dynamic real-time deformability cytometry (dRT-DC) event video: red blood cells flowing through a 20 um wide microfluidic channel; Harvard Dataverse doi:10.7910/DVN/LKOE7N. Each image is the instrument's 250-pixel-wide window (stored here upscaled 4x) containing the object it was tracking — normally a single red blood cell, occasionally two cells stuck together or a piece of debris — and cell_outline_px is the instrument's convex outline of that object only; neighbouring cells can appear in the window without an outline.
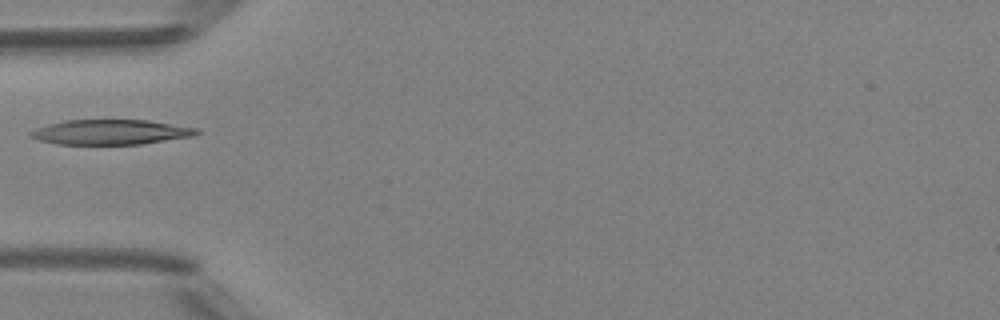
{"species": "Egyptian fruit bat (a non-hibernating species)", "species_latin": "Rousettus aegyptiacus", "temperature_condition": "room temperature", "stored_images_in_passage": 7, "camera_frame_rate_fps": 3000, "um_per_image_px": 0.085, "animal": {"sex": "female"}, "frame": {"image": 1, "passage_image": 5, "time_ms": 4.667, "image_size_px": [1000, 320], "cell_outline_px": [[200, 132], [192, 136], [140, 144], [56, 144], [40, 140], [28, 136], [28, 132], [36, 128], [48, 124], [64, 120], [148, 120], [200, 128]], "centroid_in_image_um": [9.39, 11.22], "position_along_channel_um": 75.6, "area_um2": 24.16}}
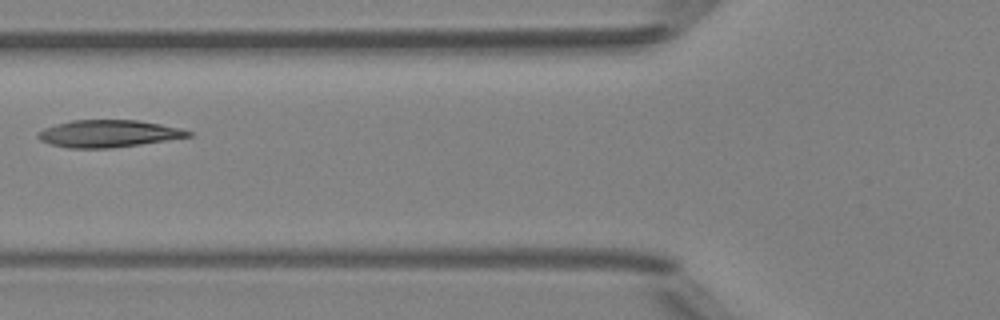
{"frame": {"image": 2, "passage_image": 6, "time_ms": 5.667, "image_size_px": [1000, 320], "cell_outline_px": [[192, 136], [140, 144], [112, 148], [68, 148], [48, 144], [40, 140], [36, 136], [36, 132], [44, 128], [56, 124], [72, 120], [136, 120], [160, 124], [180, 128], [192, 132]], "centroid_in_image_um": [9.16, 11.36], "position_along_channel_um": 116.6, "area_um2": 23.81}}
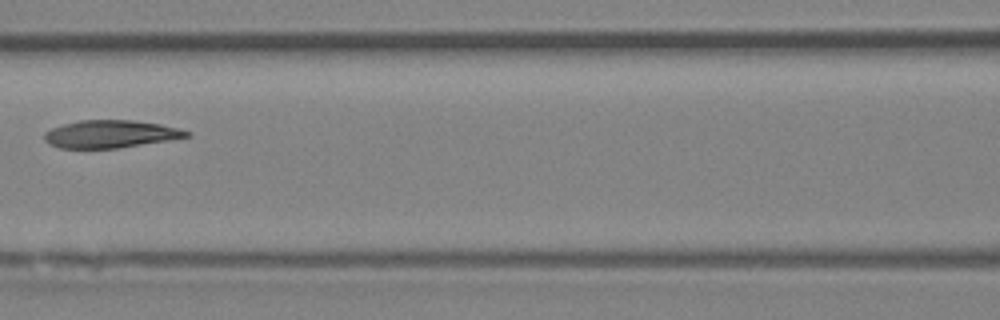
{"frame": {"image": 3, "passage_image": 7, "time_ms": 6.667, "image_size_px": [1000, 320], "cell_outline_px": [[192, 136], [120, 148], [60, 148], [48, 144], [44, 140], [44, 132], [52, 128], [64, 124], [80, 120], [132, 120], [160, 124], [192, 132]], "centroid_in_image_um": [9.38, 11.4], "position_along_channel_um": 157.2, "area_um2": 22.89}}